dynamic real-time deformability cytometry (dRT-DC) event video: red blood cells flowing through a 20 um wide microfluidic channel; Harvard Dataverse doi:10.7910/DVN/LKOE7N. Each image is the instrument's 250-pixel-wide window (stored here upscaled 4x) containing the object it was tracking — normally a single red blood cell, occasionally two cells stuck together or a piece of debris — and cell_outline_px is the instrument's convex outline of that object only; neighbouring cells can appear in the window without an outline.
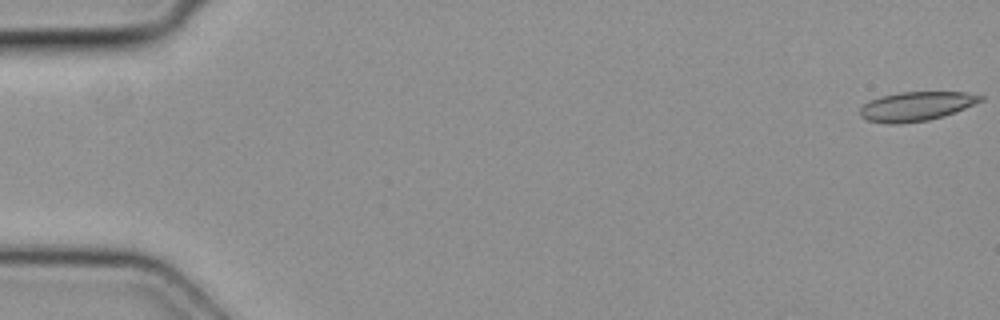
{"species": "common noctule bat (a hibernating species)", "species_latin": "Nyctalus noctula", "temperature_condition": "cold", "stored_images_in_passage": 5, "segment_of_instrument_passage": [2, 2], "camera_frame_rate_fps": 3000, "um_per_image_px": 0.085, "animal": {"sex": "female", "body_mass_g": 19.3, "forearm_length_mm": 54.1}, "frame": {"image": 1, "passage_image": 5, "time_ms": 1.333, "image_size_px": [1000, 320], "cell_outline_px": [[984, 100], [944, 116], [928, 120], [900, 124], [888, 124], [868, 120], [860, 116], [860, 108], [868, 100], [880, 96], [900, 92], [964, 92], [984, 96]], "centroid_in_image_um": [77.85, 9.03], "position_along_channel_um": 7.1, "area_um2": 20.52}}